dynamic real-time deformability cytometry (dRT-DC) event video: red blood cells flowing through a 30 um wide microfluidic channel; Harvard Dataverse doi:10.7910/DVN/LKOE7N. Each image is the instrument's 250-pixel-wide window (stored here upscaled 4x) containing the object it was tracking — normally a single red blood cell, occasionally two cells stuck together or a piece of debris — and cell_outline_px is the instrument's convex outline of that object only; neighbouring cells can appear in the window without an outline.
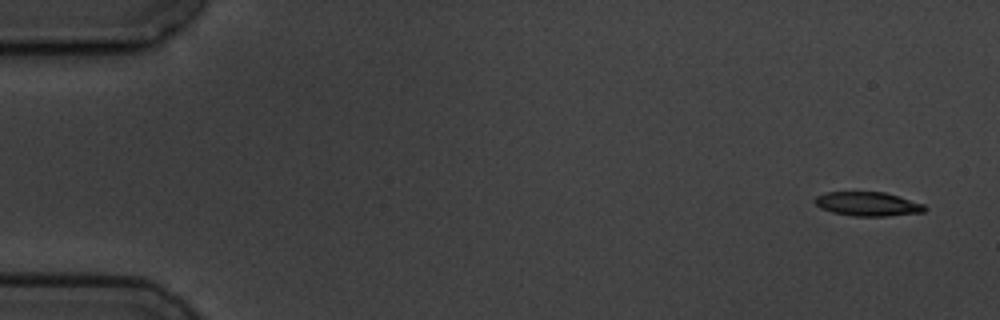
{"species": "common noctule bat (a hibernating species)", "species_latin": "Nyctalus noctula", "temperature_condition": "cold", "stored_images_in_passage": 4, "camera_frame_rate_fps": 3000, "um_per_image_px": 0.085, "animal": {"sex": "male", "body_mass_g": 19.5, "forearm_length_mm": 54.6}, "frame": {"image": 1, "passage_image": 1, "time_ms": 0.0, "image_size_px": [1000, 320], "cell_outline_px": [[928, 208], [924, 212], [888, 216], [852, 216], [832, 212], [820, 208], [812, 200], [816, 196], [824, 192], [884, 192], [924, 204]], "centroid_in_image_um": [73.74, 17.34], "position_along_channel_um": 11.3, "area_um2": 15.49}}
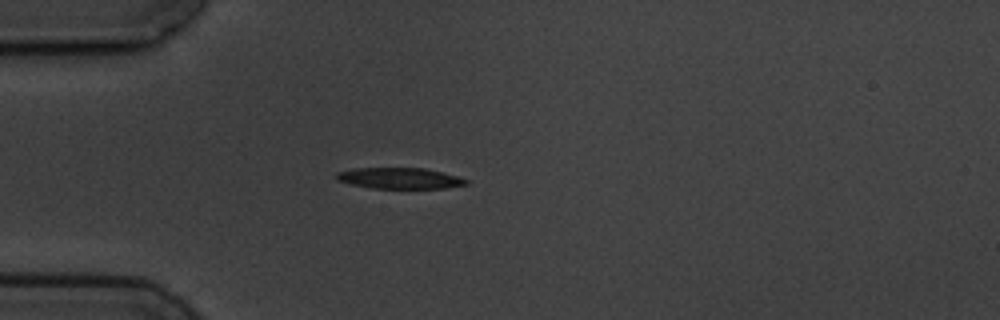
{"frame": {"image": 2, "passage_image": 4, "time_ms": 4.333, "image_size_px": [1000, 320], "cell_outline_px": [[468, 184], [444, 188], [372, 188], [352, 184], [336, 180], [336, 172], [356, 168], [424, 168], [444, 172], [468, 180]], "centroid_in_image_um": [33.97, 15.14], "position_along_channel_um": 51.0, "area_um2": 15.78}}